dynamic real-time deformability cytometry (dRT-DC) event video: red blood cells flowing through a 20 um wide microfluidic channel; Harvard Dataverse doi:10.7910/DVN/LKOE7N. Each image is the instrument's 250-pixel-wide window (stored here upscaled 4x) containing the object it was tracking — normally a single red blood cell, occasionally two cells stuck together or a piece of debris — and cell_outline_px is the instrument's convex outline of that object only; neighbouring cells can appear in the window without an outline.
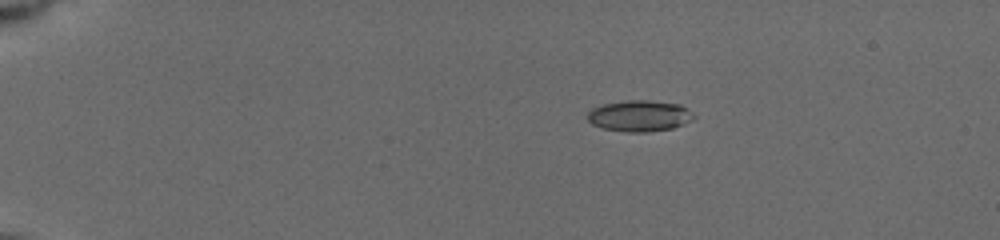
{"species": "common noctule bat (a hibernating species)", "species_latin": "Nyctalus noctula", "temperature_condition": "cold", "stored_images_in_passage": 6, "camera_frame_rate_fps": 3000, "um_per_image_px": 0.085, "animal": {"sex": "female", "body_mass_g": 19.5, "forearm_length_mm": 54.1}, "frame": {"image": 1, "passage_image": 1, "time_ms": 0.0, "image_size_px": [1000, 240], "cell_outline_px": [[696, 116], [692, 120], [672, 128], [648, 132], [624, 132], [604, 128], [592, 124], [588, 120], [588, 112], [592, 108], [604, 104], [628, 100], [648, 100], [680, 104], [688, 108]], "centroid_in_image_um": [54.38, 9.85], "position_along_channel_um": 30.6, "area_um2": 19.31}}
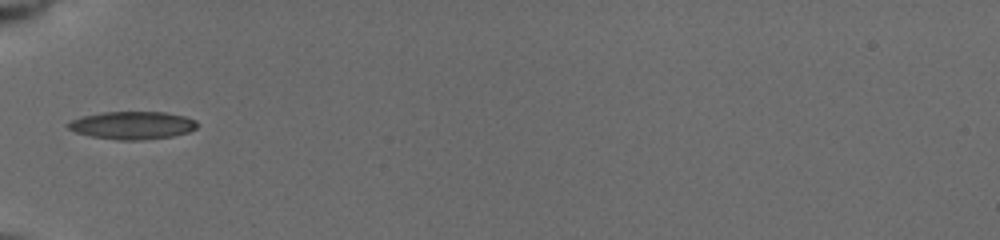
{"frame": {"image": 2, "passage_image": 5, "time_ms": 3.333, "image_size_px": [1000, 240], "cell_outline_px": [[200, 124], [196, 128], [188, 132], [172, 136], [144, 140], [120, 140], [92, 136], [76, 132], [68, 128], [68, 124], [72, 120], [84, 116], [104, 112], [164, 112], [184, 116], [196, 120]], "centroid_in_image_um": [11.31, 10.65], "position_along_channel_um": 73.7, "area_um2": 20.75}}